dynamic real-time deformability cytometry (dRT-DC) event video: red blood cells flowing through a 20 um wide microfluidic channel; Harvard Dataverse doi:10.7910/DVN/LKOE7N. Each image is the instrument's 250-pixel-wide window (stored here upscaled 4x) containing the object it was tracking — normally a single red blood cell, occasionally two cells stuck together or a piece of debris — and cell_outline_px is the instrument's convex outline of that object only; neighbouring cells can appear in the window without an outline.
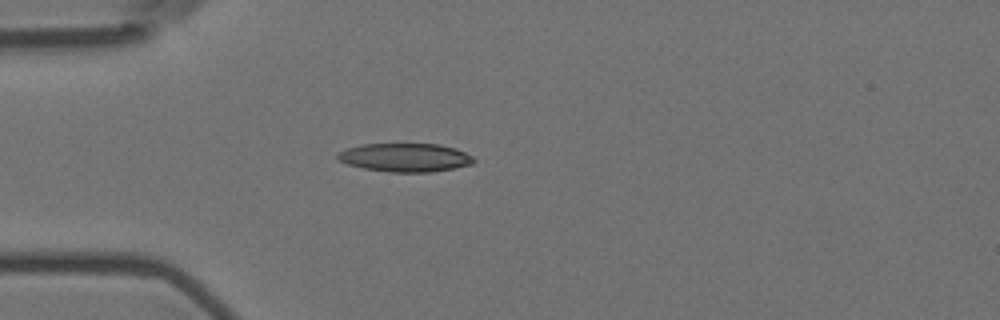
{"species": "Egyptian fruit bat (a non-hibernating species)", "species_latin": "Rousettus aegyptiacus", "temperature_condition": "room temperature", "stored_images_in_passage": 5, "camera_frame_rate_fps": 3000, "um_per_image_px": 0.085, "animal": {"sex": "female"}, "frame": {"image": 1, "passage_image": 5, "time_ms": 1.333, "image_size_px": [1000, 320], "cell_outline_px": [[476, 160], [472, 164], [432, 172], [388, 172], [364, 168], [348, 164], [340, 160], [336, 156], [340, 152], [348, 148], [364, 144], [440, 144], [456, 148], [472, 156]], "centroid_in_image_um": [34.48, 13.39], "position_along_channel_um": 50.5, "area_um2": 22.43}}